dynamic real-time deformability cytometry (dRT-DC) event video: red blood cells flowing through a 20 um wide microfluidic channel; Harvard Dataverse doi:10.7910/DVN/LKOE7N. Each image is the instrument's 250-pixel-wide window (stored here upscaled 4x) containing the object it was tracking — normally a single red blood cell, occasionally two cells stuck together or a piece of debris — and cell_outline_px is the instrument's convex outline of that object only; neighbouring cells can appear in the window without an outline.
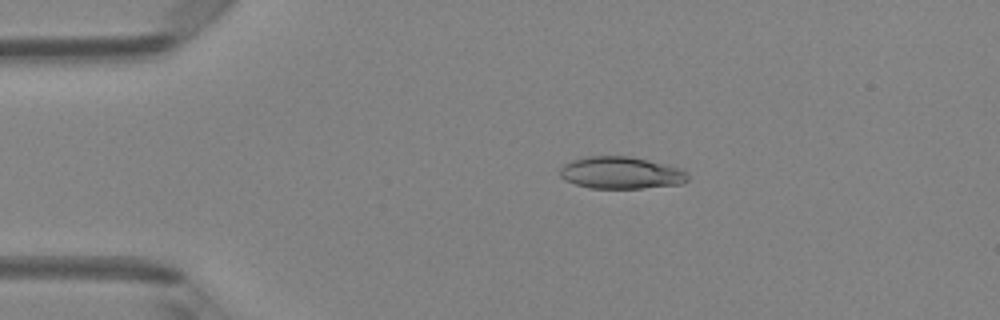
{"species": "Egyptian fruit bat (a non-hibernating species)", "species_latin": "Rousettus aegyptiacus", "temperature_condition": "room temperature", "stored_images_in_passage": 4, "camera_frame_rate_fps": 3000, "um_per_image_px": 0.085, "animal": {"sex": "female"}, "frame": {"image": 1, "passage_image": 3, "time_ms": 0.667, "image_size_px": [1000, 320], "cell_outline_px": [[688, 180], [684, 184], [640, 188], [588, 188], [564, 180], [560, 176], [560, 168], [564, 164], [572, 160], [588, 156], [628, 156], [684, 168], [688, 172]], "centroid_in_image_um": [52.82, 14.69], "position_along_channel_um": 32.2, "area_um2": 24.1}}